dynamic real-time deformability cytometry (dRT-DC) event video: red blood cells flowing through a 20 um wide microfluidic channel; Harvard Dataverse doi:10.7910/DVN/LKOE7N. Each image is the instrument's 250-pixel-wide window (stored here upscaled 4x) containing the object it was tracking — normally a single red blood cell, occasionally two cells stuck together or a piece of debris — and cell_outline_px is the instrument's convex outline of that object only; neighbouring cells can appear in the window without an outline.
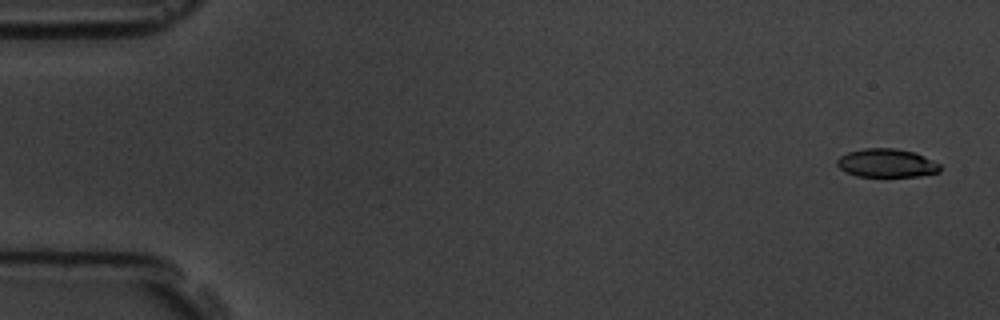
{"species": "common noctule bat (a hibernating species)", "species_latin": "Nyctalus noctula", "temperature_condition": "room temperature", "stored_images_in_passage": 6, "camera_frame_rate_fps": 3000, "um_per_image_px": 0.085, "animal": {"sex": "male", "body_mass_g": 19.5, "forearm_length_mm": 54.6}, "frame": {"image": 1, "passage_image": 1, "time_ms": 0.0, "image_size_px": [1000, 320], "cell_outline_px": [[940, 172], [920, 176], [856, 176], [844, 172], [836, 164], [836, 160], [840, 156], [848, 152], [864, 148], [896, 148], [916, 152], [940, 164]], "centroid_in_image_um": [75.35, 13.85], "position_along_channel_um": 9.6, "area_um2": 17.22}}
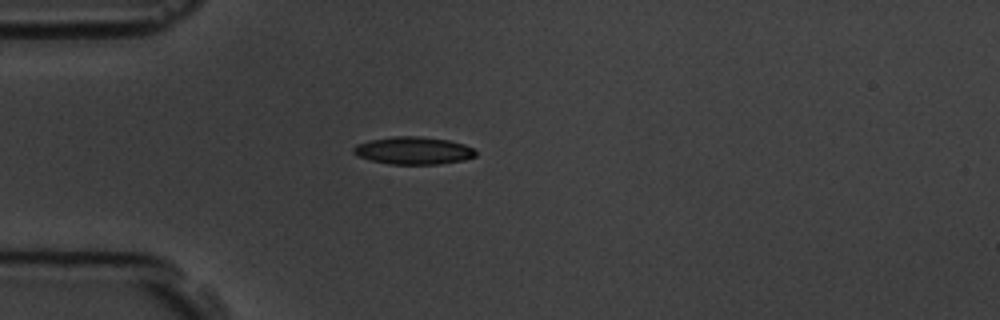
{"frame": {"image": 2, "passage_image": 4, "time_ms": 4.333, "image_size_px": [1000, 320], "cell_outline_px": [[476, 156], [464, 160], [440, 164], [388, 164], [372, 160], [360, 156], [352, 152], [352, 148], [356, 144], [368, 140], [392, 136], [420, 136], [448, 140], [464, 144], [472, 148], [476, 152]], "centroid_in_image_um": [35.13, 12.79], "position_along_channel_um": 49.9, "area_um2": 19.65}}
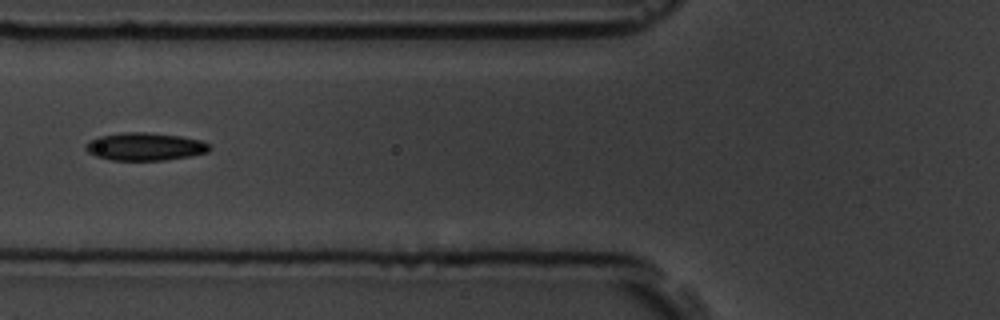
{"frame": {"image": 3, "passage_image": 6, "time_ms": 6.333, "image_size_px": [1000, 320], "cell_outline_px": [[212, 148], [208, 152], [188, 156], [164, 160], [112, 160], [96, 156], [88, 152], [84, 148], [84, 144], [100, 136], [124, 132], [144, 132], [180, 136], [200, 140], [208, 144]], "centroid_in_image_um": [12.31, 12.46], "position_along_channel_um": 113.5, "area_um2": 19.88}}